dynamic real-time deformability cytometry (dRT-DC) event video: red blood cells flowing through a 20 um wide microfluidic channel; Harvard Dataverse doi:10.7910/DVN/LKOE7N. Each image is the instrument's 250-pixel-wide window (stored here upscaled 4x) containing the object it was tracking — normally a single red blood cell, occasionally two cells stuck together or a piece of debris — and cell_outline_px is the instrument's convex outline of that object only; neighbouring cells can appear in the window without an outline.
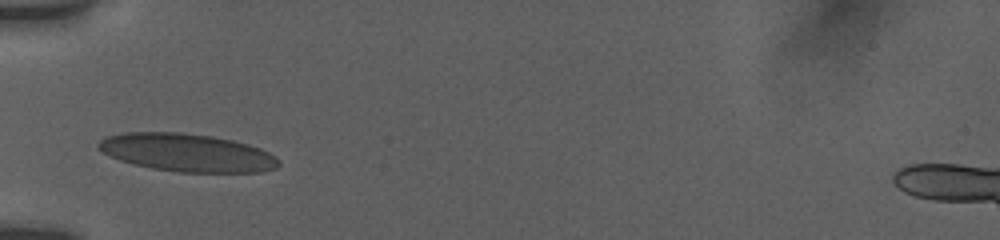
{"species": "human", "species_latin": "Homo sapiens", "temperature_condition": "room temperature", "stored_images_in_passage": 30, "camera_frame_rate_fps": 3000, "um_per_image_px": 0.085, "donor": {"sex": "female"}, "frame": {"image": 1, "passage_image": 1, "time_ms": 0.0, "image_size_px": [1000, 240], "cell_outline_px": [[280, 164], [276, 168], [264, 172], [180, 172], [152, 168], [120, 160], [96, 148], [96, 144], [100, 140], [108, 136], [124, 132], [180, 132], [212, 136], [232, 140], [248, 144], [260, 148], [276, 156], [280, 160]], "centroid_in_image_um": [15.93, 12.97], "position_along_channel_um": 69.1, "area_um2": 39.82}}
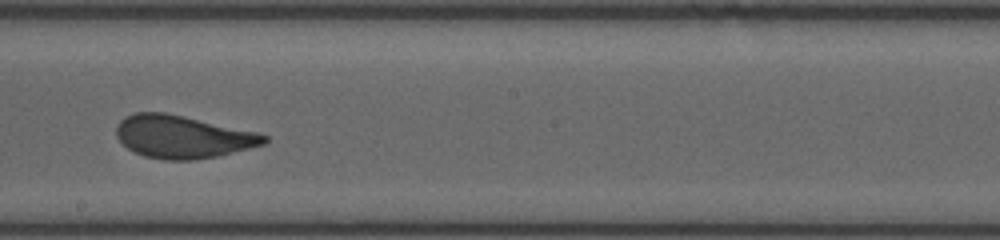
{"frame": {"image": 2, "passage_image": 14, "time_ms": 4.333, "image_size_px": [1000, 240], "cell_outline_px": [[268, 140], [264, 144], [216, 156], [196, 160], [164, 160], [144, 156], [128, 148], [116, 136], [116, 128], [120, 120], [124, 116], [136, 112], [164, 112], [184, 116], [256, 132], [268, 136]], "centroid_in_image_um": [15.49, 11.62], "position_along_channel_um": 232.7, "area_um2": 36.53}}
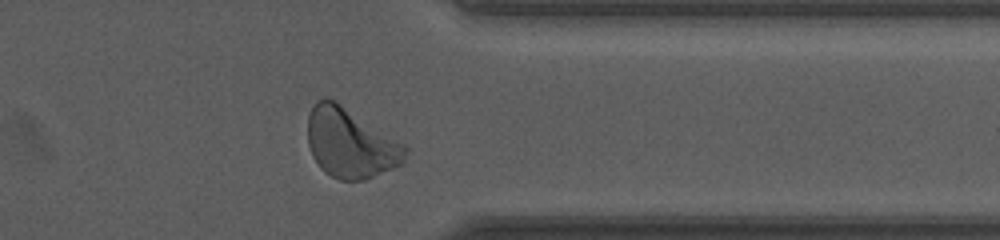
{"frame": {"image": 3, "passage_image": 26, "time_ms": 8.333, "image_size_px": [1000, 240], "cell_outline_px": [[408, 152], [404, 160], [400, 164], [392, 168], [364, 180], [340, 180], [324, 172], [320, 168], [312, 156], [308, 144], [308, 116], [316, 100], [324, 96], [336, 100], [404, 144], [408, 148]], "centroid_in_image_um": [29.76, 12.14], "position_along_channel_um": 381.6, "area_um2": 39.59}, "authors_computed_cell_mechanics": {"area_um2": 37.1365, "velocity_mm_per_s": 3.8107, "shape_relaxation_time_tau1_ms": 4.7378, "shape_relaxation_time_tau2_ms": null, "deformation_change_tau1": 0.1691, "deformation_change_tau2": null}}